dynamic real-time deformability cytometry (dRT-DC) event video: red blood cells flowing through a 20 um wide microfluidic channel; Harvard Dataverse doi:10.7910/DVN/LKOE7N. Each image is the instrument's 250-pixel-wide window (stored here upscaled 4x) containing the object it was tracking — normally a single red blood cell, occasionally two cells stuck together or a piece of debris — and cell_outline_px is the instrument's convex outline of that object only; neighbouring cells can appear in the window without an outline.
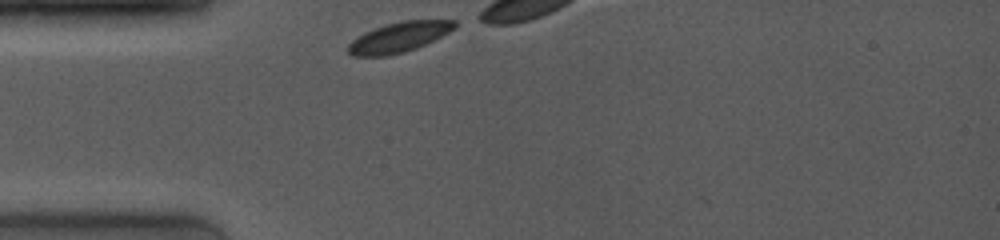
{"species": "common noctule bat (a hibernating species)", "species_latin": "Nyctalus noctula", "temperature_condition": "room temperature", "stored_images_in_passage": 5, "camera_frame_rate_fps": 4000, "um_per_image_px": 0.085, "animal": {"sex": "female", "body_mass_g": 19.0, "forearm_length_mm": 53.3}, "frame": {"image": 1, "passage_image": 1, "time_ms": 0.0, "image_size_px": [1000, 240], "cell_outline_px": [[456, 24], [448, 32], [416, 48], [404, 52], [384, 56], [352, 56], [348, 52], [348, 44], [352, 40], [364, 32], [372, 28], [384, 24], [404, 20], [456, 20]], "centroid_in_image_um": [33.84, 3.16], "position_along_channel_um": 51.2, "area_um2": 18.5}}